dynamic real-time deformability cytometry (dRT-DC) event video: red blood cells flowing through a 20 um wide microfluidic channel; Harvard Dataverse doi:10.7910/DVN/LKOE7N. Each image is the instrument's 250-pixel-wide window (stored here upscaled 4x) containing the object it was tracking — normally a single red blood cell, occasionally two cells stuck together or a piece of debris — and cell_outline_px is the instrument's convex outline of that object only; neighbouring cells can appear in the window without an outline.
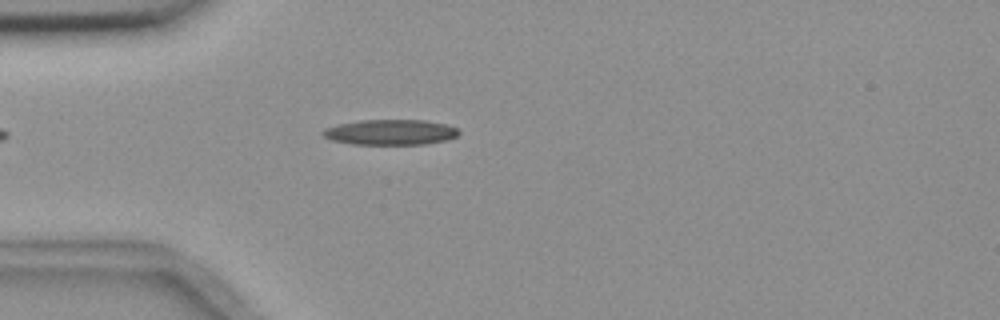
{"species": "common noctule bat (a hibernating species)", "species_latin": "Nyctalus noctula", "temperature_condition": "room temperature", "stored_images_in_passage": 4, "camera_frame_rate_fps": 3000, "um_per_image_px": 0.085, "animal": {"sex": "female", "body_mass_g": 18.4}, "frame": {"image": 1, "passage_image": 4, "time_ms": 4.0, "image_size_px": [1000, 320], "cell_outline_px": [[460, 132], [456, 136], [444, 140], [424, 144], [352, 144], [332, 140], [324, 136], [320, 132], [324, 128], [340, 124], [360, 120], [424, 120], [448, 124], [456, 128]], "centroid_in_image_um": [33.17, 11.23], "position_along_channel_um": 51.8, "area_um2": 20.0}}